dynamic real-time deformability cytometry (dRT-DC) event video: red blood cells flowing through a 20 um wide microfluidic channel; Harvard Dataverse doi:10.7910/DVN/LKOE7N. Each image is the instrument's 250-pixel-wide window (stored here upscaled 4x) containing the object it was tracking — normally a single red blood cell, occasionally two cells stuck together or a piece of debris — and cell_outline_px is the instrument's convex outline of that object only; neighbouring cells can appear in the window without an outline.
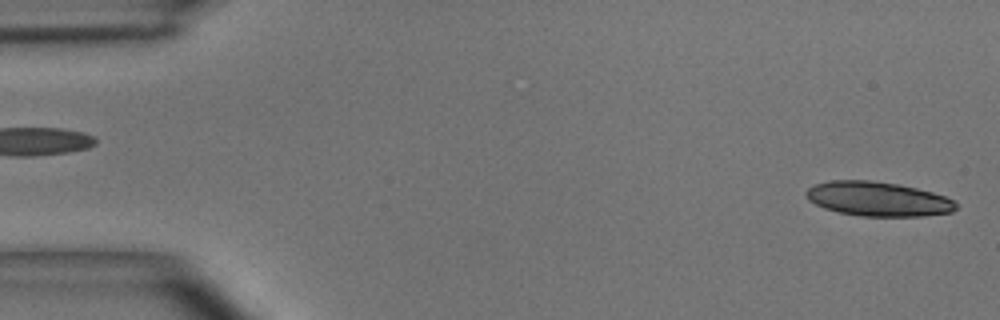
{"species": "common noctule bat (a hibernating species)", "species_latin": "Nyctalus noctula", "temperature_condition": "room temperature", "stored_images_in_passage": 21, "camera_frame_rate_fps": 3000, "um_per_image_px": 0.085, "animal": {"sex": "male", "body_mass_g": 15.6}, "frame": {"image": 1, "passage_image": 2, "time_ms": 0.333, "image_size_px": [1000, 320], "cell_outline_px": [[956, 208], [952, 212], [924, 216], [860, 216], [840, 212], [824, 208], [808, 200], [804, 192], [808, 188], [816, 184], [832, 180], [868, 180], [896, 184], [916, 188], [932, 192], [956, 200]], "centroid_in_image_um": [74.63, 16.91], "position_along_channel_um": 10.4, "area_um2": 29.94}}
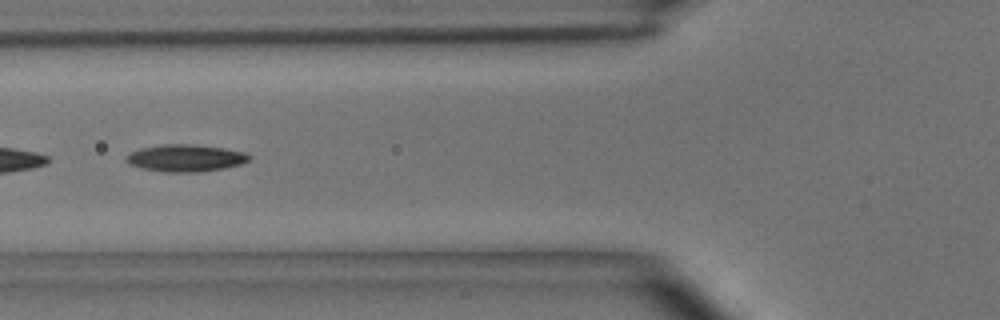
{"frame": {"image": 2, "passage_image": 19, "time_ms": 6.0, "image_size_px": [1000, 320], "cell_outline_px": [[252, 156], [248, 160], [240, 164], [224, 168], [200, 172], [164, 172], [140, 168], [128, 164], [124, 160], [124, 156], [140, 148], [164, 144], [192, 144], [220, 148], [244, 152]], "centroid_in_image_um": [15.71, 13.44], "position_along_channel_um": 110.1, "area_um2": 19.42}}